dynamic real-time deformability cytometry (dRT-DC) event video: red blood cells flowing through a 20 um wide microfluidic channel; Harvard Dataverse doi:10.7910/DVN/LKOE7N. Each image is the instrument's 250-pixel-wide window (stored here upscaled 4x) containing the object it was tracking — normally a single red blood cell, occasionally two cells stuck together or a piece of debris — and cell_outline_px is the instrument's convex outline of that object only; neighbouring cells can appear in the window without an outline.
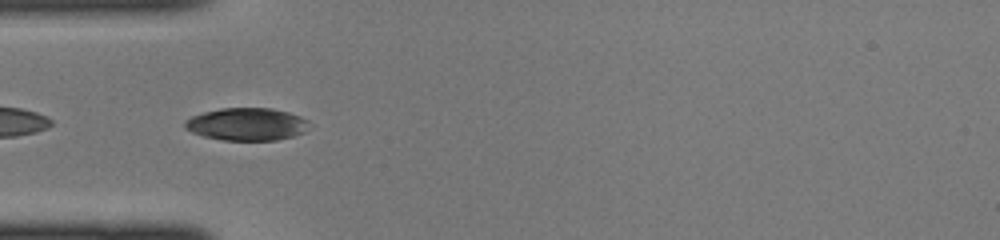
{"species": "common noctule bat (a hibernating species)", "species_latin": "Nyctalus noctula", "temperature_condition": "cold", "stored_images_in_passage": 32, "camera_frame_rate_fps": 3000, "um_per_image_px": 0.085, "animal": {"sex": "female", "body_mass_g": 22.0, "forearm_length_mm": 56.7}, "frame": {"image": 1, "passage_image": 4, "time_ms": 1.0, "image_size_px": [1000, 240], "cell_outline_px": [[308, 120], [304, 132], [292, 136], [276, 140], [224, 140], [204, 136], [192, 132], [184, 128], [184, 120], [192, 116], [204, 112], [220, 108], [272, 108], [288, 112], [300, 116]], "centroid_in_image_um": [20.94, 10.55], "position_along_channel_um": 64.1, "area_um2": 23.47}}
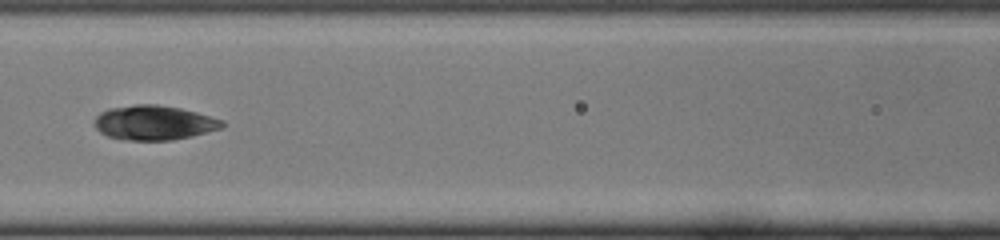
{"frame": {"image": 2, "passage_image": 10, "time_ms": 3.0, "image_size_px": [1000, 240], "cell_outline_px": [[224, 124], [220, 128], [192, 136], [172, 140], [128, 140], [108, 136], [100, 132], [92, 124], [96, 116], [100, 112], [108, 108], [136, 104], [156, 104], [180, 108], [196, 112], [224, 120]], "centroid_in_image_um": [13.05, 10.42], "position_along_channel_um": 153.5, "area_um2": 25.72}}
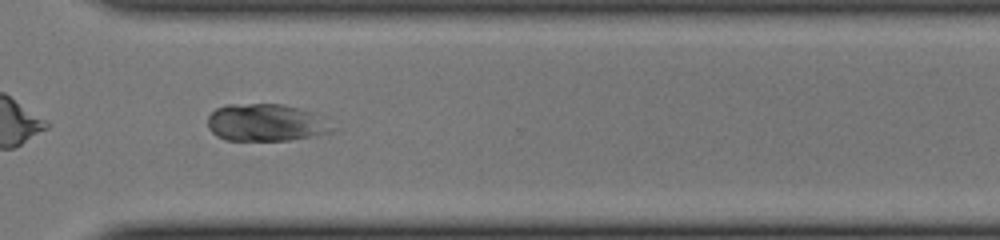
{"frame": {"image": 3, "passage_image": 23, "time_ms": 7.333, "image_size_px": [1000, 240], "cell_outline_px": [[340, 128], [332, 132], [312, 136], [288, 140], [224, 140], [216, 136], [208, 128], [208, 116], [216, 108], [224, 104], [284, 104], [316, 112], [324, 116]], "centroid_in_image_um": [22.69, 10.41], "position_along_channel_um": 347.9, "area_um2": 27.8}}